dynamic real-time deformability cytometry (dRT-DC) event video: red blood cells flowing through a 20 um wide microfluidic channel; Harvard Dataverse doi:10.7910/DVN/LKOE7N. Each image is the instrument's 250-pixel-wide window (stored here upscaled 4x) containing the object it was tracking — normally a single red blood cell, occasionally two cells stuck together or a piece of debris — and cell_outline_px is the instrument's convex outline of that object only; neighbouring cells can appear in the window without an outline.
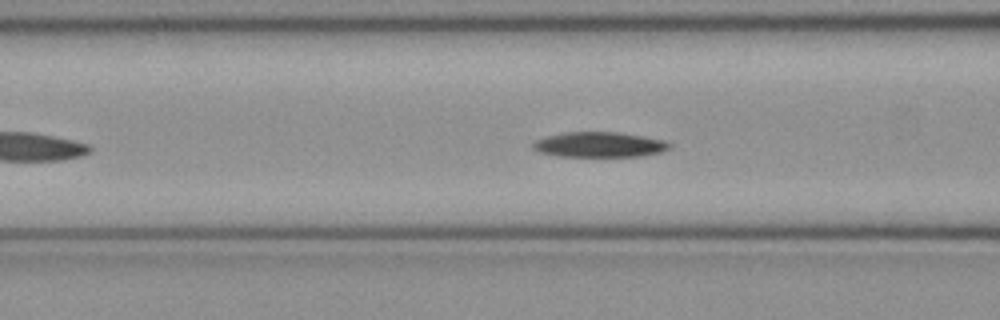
{"species": "common noctule bat (a hibernating species)", "species_latin": "Nyctalus noctula", "temperature_condition": "cold", "stored_images_in_passage": 42, "camera_frame_rate_fps": 3000, "um_per_image_px": 0.085, "animal": {"sex": "female", "body_mass_g": 21.9}, "frame": {"image": 1, "passage_image": 11, "time_ms": 3.333, "image_size_px": [1000, 320], "cell_outline_px": [[672, 148], [660, 152], [640, 156], [560, 156], [540, 152], [532, 148], [532, 144], [536, 140], [548, 136], [564, 132], [616, 132], [664, 140], [672, 144]], "centroid_in_image_um": [50.96, 12.29], "position_along_channel_um": 115.6, "area_um2": 19.83}}
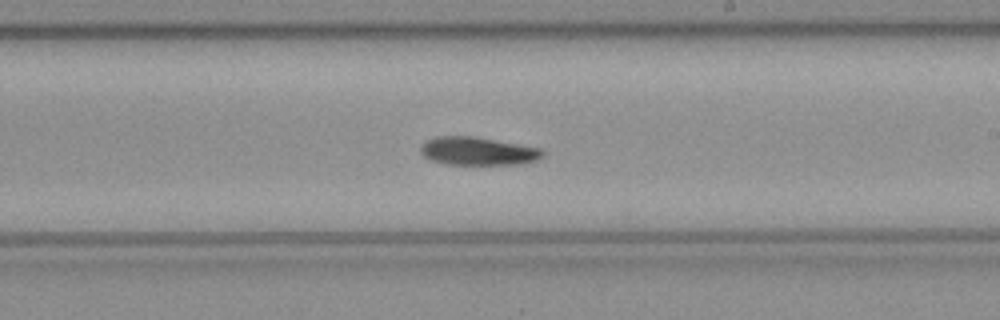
{"frame": {"image": 2, "passage_image": 21, "time_ms": 6.667, "image_size_px": [1000, 320], "cell_outline_px": [[544, 156], [536, 160], [524, 164], [448, 164], [428, 160], [420, 152], [420, 148], [428, 140], [436, 136], [472, 136], [540, 148], [544, 152]], "centroid_in_image_um": [40.61, 12.85], "position_along_channel_um": 248.4, "area_um2": 19.88}}
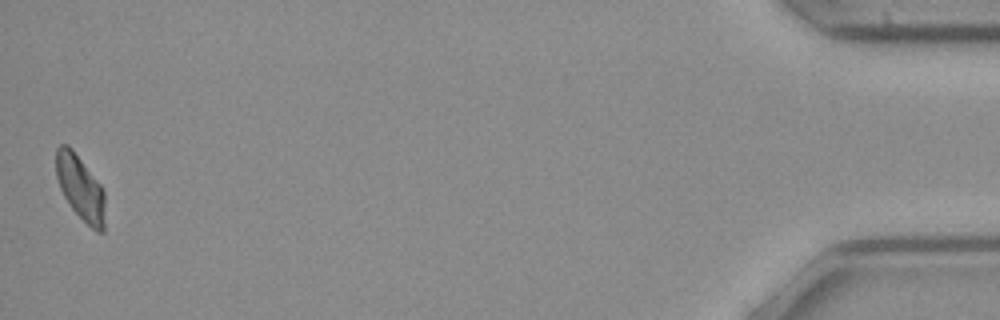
{"frame": {"image": 3, "passage_image": 42, "time_ms": 13.667, "image_size_px": [1000, 320], "cell_outline_px": [[104, 232], [96, 232], [72, 208], [64, 196], [60, 188], [56, 176], [56, 148], [60, 144], [68, 144], [72, 148], [100, 184], [104, 192]], "centroid_in_image_um": [6.82, 15.93], "position_along_channel_um": 428.4, "area_um2": 18.26}, "authors_computed_cell_mechanics": {"area_um2": 20.2011, "velocity_mm_per_s": 3.9704, "shape_relaxation_time_tau1_ms": 3.9477, "shape_relaxation_time_tau2_ms": null, "deformation_change_tau1": 0.1238, "deformation_change_tau2": null}}